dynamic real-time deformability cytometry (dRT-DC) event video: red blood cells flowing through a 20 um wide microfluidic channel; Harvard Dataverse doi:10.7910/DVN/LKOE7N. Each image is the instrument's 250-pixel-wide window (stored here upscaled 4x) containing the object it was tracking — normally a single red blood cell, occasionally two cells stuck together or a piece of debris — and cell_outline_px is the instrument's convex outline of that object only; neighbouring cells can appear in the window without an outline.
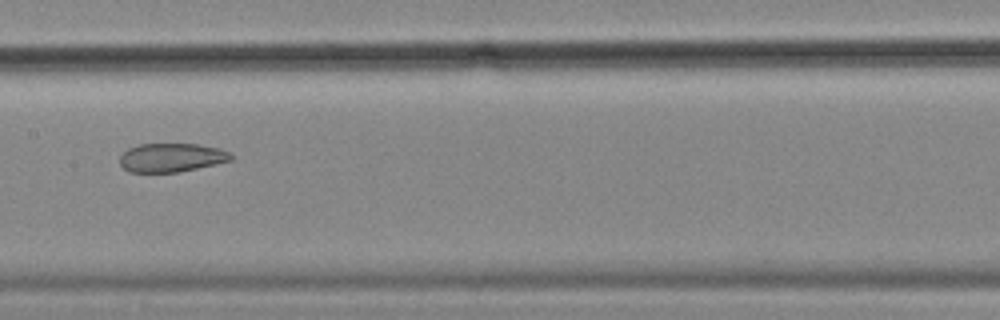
{"species": "common noctule bat (a hibernating species)", "species_latin": "Nyctalus noctula", "temperature_condition": "cold", "stored_images_in_passage": 8, "camera_frame_rate_fps": 3000, "um_per_image_px": 0.085, "animal": {"sex": "female", "body_mass_g": 18.4}, "frame": {"image": 1, "passage_image": 8, "time_ms": 2.333, "image_size_px": [1000, 320], "cell_outline_px": [[236, 156], [232, 160], [216, 164], [180, 172], [128, 172], [120, 164], [120, 156], [128, 148], [140, 144], [196, 144], [220, 148]], "centroid_in_image_um": [14.6, 13.4], "position_along_channel_um": 192.8, "area_um2": 18.73}}